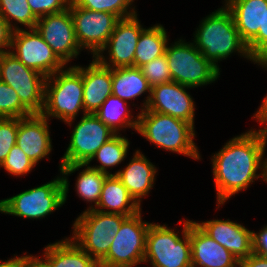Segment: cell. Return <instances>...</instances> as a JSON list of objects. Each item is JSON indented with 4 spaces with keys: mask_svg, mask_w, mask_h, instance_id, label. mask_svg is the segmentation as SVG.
<instances>
[{
    "mask_svg": "<svg viewBox=\"0 0 267 267\" xmlns=\"http://www.w3.org/2000/svg\"><path fill=\"white\" fill-rule=\"evenodd\" d=\"M267 133L253 128L226 142L212 156L217 207L261 178L267 182ZM258 170L261 173L258 174Z\"/></svg>",
    "mask_w": 267,
    "mask_h": 267,
    "instance_id": "obj_1",
    "label": "cell"
},
{
    "mask_svg": "<svg viewBox=\"0 0 267 267\" xmlns=\"http://www.w3.org/2000/svg\"><path fill=\"white\" fill-rule=\"evenodd\" d=\"M192 41L202 55L219 70L218 62L234 52L255 63L239 36L231 12L225 5L200 22Z\"/></svg>",
    "mask_w": 267,
    "mask_h": 267,
    "instance_id": "obj_2",
    "label": "cell"
},
{
    "mask_svg": "<svg viewBox=\"0 0 267 267\" xmlns=\"http://www.w3.org/2000/svg\"><path fill=\"white\" fill-rule=\"evenodd\" d=\"M194 128L182 119L145 109L138 114L136 131L157 148L199 160Z\"/></svg>",
    "mask_w": 267,
    "mask_h": 267,
    "instance_id": "obj_3",
    "label": "cell"
},
{
    "mask_svg": "<svg viewBox=\"0 0 267 267\" xmlns=\"http://www.w3.org/2000/svg\"><path fill=\"white\" fill-rule=\"evenodd\" d=\"M46 78L44 108L46 118H57L71 126L83 106V82L81 66H69Z\"/></svg>",
    "mask_w": 267,
    "mask_h": 267,
    "instance_id": "obj_4",
    "label": "cell"
},
{
    "mask_svg": "<svg viewBox=\"0 0 267 267\" xmlns=\"http://www.w3.org/2000/svg\"><path fill=\"white\" fill-rule=\"evenodd\" d=\"M182 237L166 224L151 223L146 236L144 263L152 267H192L190 220L183 223Z\"/></svg>",
    "mask_w": 267,
    "mask_h": 267,
    "instance_id": "obj_5",
    "label": "cell"
},
{
    "mask_svg": "<svg viewBox=\"0 0 267 267\" xmlns=\"http://www.w3.org/2000/svg\"><path fill=\"white\" fill-rule=\"evenodd\" d=\"M127 217L86 209L74 221L71 238L99 263L107 255L113 237Z\"/></svg>",
    "mask_w": 267,
    "mask_h": 267,
    "instance_id": "obj_6",
    "label": "cell"
},
{
    "mask_svg": "<svg viewBox=\"0 0 267 267\" xmlns=\"http://www.w3.org/2000/svg\"><path fill=\"white\" fill-rule=\"evenodd\" d=\"M168 45L165 56L172 81L193 89L211 84L220 77V70L202 55L193 42L179 39Z\"/></svg>",
    "mask_w": 267,
    "mask_h": 267,
    "instance_id": "obj_7",
    "label": "cell"
},
{
    "mask_svg": "<svg viewBox=\"0 0 267 267\" xmlns=\"http://www.w3.org/2000/svg\"><path fill=\"white\" fill-rule=\"evenodd\" d=\"M64 204V186L60 173L50 182L0 200V212L37 220L45 218Z\"/></svg>",
    "mask_w": 267,
    "mask_h": 267,
    "instance_id": "obj_8",
    "label": "cell"
},
{
    "mask_svg": "<svg viewBox=\"0 0 267 267\" xmlns=\"http://www.w3.org/2000/svg\"><path fill=\"white\" fill-rule=\"evenodd\" d=\"M151 223L142 221L141 211L128 216L113 237L100 267H136L144 263L146 236Z\"/></svg>",
    "mask_w": 267,
    "mask_h": 267,
    "instance_id": "obj_9",
    "label": "cell"
},
{
    "mask_svg": "<svg viewBox=\"0 0 267 267\" xmlns=\"http://www.w3.org/2000/svg\"><path fill=\"white\" fill-rule=\"evenodd\" d=\"M46 78L26 67L9 50L0 53V80L16 91L21 103L32 114H41L44 108Z\"/></svg>",
    "mask_w": 267,
    "mask_h": 267,
    "instance_id": "obj_10",
    "label": "cell"
},
{
    "mask_svg": "<svg viewBox=\"0 0 267 267\" xmlns=\"http://www.w3.org/2000/svg\"><path fill=\"white\" fill-rule=\"evenodd\" d=\"M115 133L94 113L82 115L74 126L60 164H87Z\"/></svg>",
    "mask_w": 267,
    "mask_h": 267,
    "instance_id": "obj_11",
    "label": "cell"
},
{
    "mask_svg": "<svg viewBox=\"0 0 267 267\" xmlns=\"http://www.w3.org/2000/svg\"><path fill=\"white\" fill-rule=\"evenodd\" d=\"M29 30L21 27L12 31L9 51L26 67L38 71L45 77L64 67L67 68L37 30Z\"/></svg>",
    "mask_w": 267,
    "mask_h": 267,
    "instance_id": "obj_12",
    "label": "cell"
},
{
    "mask_svg": "<svg viewBox=\"0 0 267 267\" xmlns=\"http://www.w3.org/2000/svg\"><path fill=\"white\" fill-rule=\"evenodd\" d=\"M74 30L80 48L86 49L95 58L104 48L120 18L109 12H97L69 5Z\"/></svg>",
    "mask_w": 267,
    "mask_h": 267,
    "instance_id": "obj_13",
    "label": "cell"
},
{
    "mask_svg": "<svg viewBox=\"0 0 267 267\" xmlns=\"http://www.w3.org/2000/svg\"><path fill=\"white\" fill-rule=\"evenodd\" d=\"M35 29L65 65L71 59L77 58L82 51L76 39L69 8L63 12L39 18Z\"/></svg>",
    "mask_w": 267,
    "mask_h": 267,
    "instance_id": "obj_14",
    "label": "cell"
},
{
    "mask_svg": "<svg viewBox=\"0 0 267 267\" xmlns=\"http://www.w3.org/2000/svg\"><path fill=\"white\" fill-rule=\"evenodd\" d=\"M134 15L120 19L102 51L95 57L102 65L114 68L134 67V54L138 38L145 29ZM108 50V52H107ZM104 51L108 56L103 55ZM107 59L109 61H107Z\"/></svg>",
    "mask_w": 267,
    "mask_h": 267,
    "instance_id": "obj_15",
    "label": "cell"
},
{
    "mask_svg": "<svg viewBox=\"0 0 267 267\" xmlns=\"http://www.w3.org/2000/svg\"><path fill=\"white\" fill-rule=\"evenodd\" d=\"M188 88L191 89L174 81L156 85L151 88L146 109L182 119L195 126V102L187 92Z\"/></svg>",
    "mask_w": 267,
    "mask_h": 267,
    "instance_id": "obj_16",
    "label": "cell"
},
{
    "mask_svg": "<svg viewBox=\"0 0 267 267\" xmlns=\"http://www.w3.org/2000/svg\"><path fill=\"white\" fill-rule=\"evenodd\" d=\"M48 120L42 114L18 118L16 146L36 165L52 151Z\"/></svg>",
    "mask_w": 267,
    "mask_h": 267,
    "instance_id": "obj_17",
    "label": "cell"
},
{
    "mask_svg": "<svg viewBox=\"0 0 267 267\" xmlns=\"http://www.w3.org/2000/svg\"><path fill=\"white\" fill-rule=\"evenodd\" d=\"M196 224L240 262L253 253V231L234 221L213 219Z\"/></svg>",
    "mask_w": 267,
    "mask_h": 267,
    "instance_id": "obj_18",
    "label": "cell"
},
{
    "mask_svg": "<svg viewBox=\"0 0 267 267\" xmlns=\"http://www.w3.org/2000/svg\"><path fill=\"white\" fill-rule=\"evenodd\" d=\"M192 267H236L240 262L221 244L190 220Z\"/></svg>",
    "mask_w": 267,
    "mask_h": 267,
    "instance_id": "obj_19",
    "label": "cell"
},
{
    "mask_svg": "<svg viewBox=\"0 0 267 267\" xmlns=\"http://www.w3.org/2000/svg\"><path fill=\"white\" fill-rule=\"evenodd\" d=\"M81 75L84 112L95 113L112 95V69L94 58L86 68L81 66Z\"/></svg>",
    "mask_w": 267,
    "mask_h": 267,
    "instance_id": "obj_20",
    "label": "cell"
},
{
    "mask_svg": "<svg viewBox=\"0 0 267 267\" xmlns=\"http://www.w3.org/2000/svg\"><path fill=\"white\" fill-rule=\"evenodd\" d=\"M132 157L123 170L119 169L113 175L120 179L130 195L141 206V199L153 189L157 168L140 152V149L136 150Z\"/></svg>",
    "mask_w": 267,
    "mask_h": 267,
    "instance_id": "obj_21",
    "label": "cell"
},
{
    "mask_svg": "<svg viewBox=\"0 0 267 267\" xmlns=\"http://www.w3.org/2000/svg\"><path fill=\"white\" fill-rule=\"evenodd\" d=\"M82 167L86 168L77 176L75 189L79 198H82L88 203H94V205L87 208L93 209L98 204L107 174L93 169L87 164H60L59 171L62 174V183L64 186V202L67 200L70 185L67 177L75 171H79Z\"/></svg>",
    "mask_w": 267,
    "mask_h": 267,
    "instance_id": "obj_22",
    "label": "cell"
},
{
    "mask_svg": "<svg viewBox=\"0 0 267 267\" xmlns=\"http://www.w3.org/2000/svg\"><path fill=\"white\" fill-rule=\"evenodd\" d=\"M231 12L241 40L247 45L263 28L267 0H224Z\"/></svg>",
    "mask_w": 267,
    "mask_h": 267,
    "instance_id": "obj_23",
    "label": "cell"
},
{
    "mask_svg": "<svg viewBox=\"0 0 267 267\" xmlns=\"http://www.w3.org/2000/svg\"><path fill=\"white\" fill-rule=\"evenodd\" d=\"M93 209L124 216H131L142 210L120 179L113 174L106 176L98 204Z\"/></svg>",
    "mask_w": 267,
    "mask_h": 267,
    "instance_id": "obj_24",
    "label": "cell"
},
{
    "mask_svg": "<svg viewBox=\"0 0 267 267\" xmlns=\"http://www.w3.org/2000/svg\"><path fill=\"white\" fill-rule=\"evenodd\" d=\"M148 93L141 111L145 110L151 96V87L140 68L123 67L112 69V94L129 101Z\"/></svg>",
    "mask_w": 267,
    "mask_h": 267,
    "instance_id": "obj_25",
    "label": "cell"
},
{
    "mask_svg": "<svg viewBox=\"0 0 267 267\" xmlns=\"http://www.w3.org/2000/svg\"><path fill=\"white\" fill-rule=\"evenodd\" d=\"M45 257L52 267H100L72 238L50 243L44 248Z\"/></svg>",
    "mask_w": 267,
    "mask_h": 267,
    "instance_id": "obj_26",
    "label": "cell"
},
{
    "mask_svg": "<svg viewBox=\"0 0 267 267\" xmlns=\"http://www.w3.org/2000/svg\"><path fill=\"white\" fill-rule=\"evenodd\" d=\"M168 35L161 24L145 28L137 41L134 54V67L140 68L153 59L165 54Z\"/></svg>",
    "mask_w": 267,
    "mask_h": 267,
    "instance_id": "obj_27",
    "label": "cell"
},
{
    "mask_svg": "<svg viewBox=\"0 0 267 267\" xmlns=\"http://www.w3.org/2000/svg\"><path fill=\"white\" fill-rule=\"evenodd\" d=\"M129 102L120 99L113 94L110 95L94 113L115 134H120L124 128H132L135 131L138 126V115L133 117L132 111L127 105ZM134 118V119H133Z\"/></svg>",
    "mask_w": 267,
    "mask_h": 267,
    "instance_id": "obj_28",
    "label": "cell"
},
{
    "mask_svg": "<svg viewBox=\"0 0 267 267\" xmlns=\"http://www.w3.org/2000/svg\"><path fill=\"white\" fill-rule=\"evenodd\" d=\"M122 134H115L110 140H108L91 158L87 163L90 164L91 161L96 159L100 165L89 166L107 175H112L108 168L116 167L121 164L122 161L127 157L128 148L130 142Z\"/></svg>",
    "mask_w": 267,
    "mask_h": 267,
    "instance_id": "obj_29",
    "label": "cell"
},
{
    "mask_svg": "<svg viewBox=\"0 0 267 267\" xmlns=\"http://www.w3.org/2000/svg\"><path fill=\"white\" fill-rule=\"evenodd\" d=\"M0 15L5 19L12 31L21 29L18 24L24 25L27 30L28 28L35 29L38 21L32 13L27 0H0ZM13 20L15 23L12 22Z\"/></svg>",
    "mask_w": 267,
    "mask_h": 267,
    "instance_id": "obj_30",
    "label": "cell"
},
{
    "mask_svg": "<svg viewBox=\"0 0 267 267\" xmlns=\"http://www.w3.org/2000/svg\"><path fill=\"white\" fill-rule=\"evenodd\" d=\"M72 2L88 10L112 13L120 19L137 14L135 6L132 7L134 0H72Z\"/></svg>",
    "mask_w": 267,
    "mask_h": 267,
    "instance_id": "obj_31",
    "label": "cell"
},
{
    "mask_svg": "<svg viewBox=\"0 0 267 267\" xmlns=\"http://www.w3.org/2000/svg\"><path fill=\"white\" fill-rule=\"evenodd\" d=\"M31 114L16 91L0 80V118H22Z\"/></svg>",
    "mask_w": 267,
    "mask_h": 267,
    "instance_id": "obj_32",
    "label": "cell"
},
{
    "mask_svg": "<svg viewBox=\"0 0 267 267\" xmlns=\"http://www.w3.org/2000/svg\"><path fill=\"white\" fill-rule=\"evenodd\" d=\"M140 69L151 88L172 81L165 54L146 63Z\"/></svg>",
    "mask_w": 267,
    "mask_h": 267,
    "instance_id": "obj_33",
    "label": "cell"
},
{
    "mask_svg": "<svg viewBox=\"0 0 267 267\" xmlns=\"http://www.w3.org/2000/svg\"><path fill=\"white\" fill-rule=\"evenodd\" d=\"M36 164L18 147L13 146L0 167L13 176H24L32 171Z\"/></svg>",
    "mask_w": 267,
    "mask_h": 267,
    "instance_id": "obj_34",
    "label": "cell"
},
{
    "mask_svg": "<svg viewBox=\"0 0 267 267\" xmlns=\"http://www.w3.org/2000/svg\"><path fill=\"white\" fill-rule=\"evenodd\" d=\"M18 118H0V165L16 145Z\"/></svg>",
    "mask_w": 267,
    "mask_h": 267,
    "instance_id": "obj_35",
    "label": "cell"
},
{
    "mask_svg": "<svg viewBox=\"0 0 267 267\" xmlns=\"http://www.w3.org/2000/svg\"><path fill=\"white\" fill-rule=\"evenodd\" d=\"M246 46L255 62L267 60V7H264L263 28H259L257 35Z\"/></svg>",
    "mask_w": 267,
    "mask_h": 267,
    "instance_id": "obj_36",
    "label": "cell"
},
{
    "mask_svg": "<svg viewBox=\"0 0 267 267\" xmlns=\"http://www.w3.org/2000/svg\"><path fill=\"white\" fill-rule=\"evenodd\" d=\"M72 0H27L34 16L39 19L45 15L63 12Z\"/></svg>",
    "mask_w": 267,
    "mask_h": 267,
    "instance_id": "obj_37",
    "label": "cell"
},
{
    "mask_svg": "<svg viewBox=\"0 0 267 267\" xmlns=\"http://www.w3.org/2000/svg\"><path fill=\"white\" fill-rule=\"evenodd\" d=\"M253 252L267 258V225L261 228L259 232L253 231Z\"/></svg>",
    "mask_w": 267,
    "mask_h": 267,
    "instance_id": "obj_38",
    "label": "cell"
},
{
    "mask_svg": "<svg viewBox=\"0 0 267 267\" xmlns=\"http://www.w3.org/2000/svg\"><path fill=\"white\" fill-rule=\"evenodd\" d=\"M254 64L260 65L262 68L267 69V60L257 61ZM258 111L254 113L253 119L257 122L259 121V124L265 125L264 127L258 129L260 131H263L267 133V95L263 98V101L261 105L259 106Z\"/></svg>",
    "mask_w": 267,
    "mask_h": 267,
    "instance_id": "obj_39",
    "label": "cell"
},
{
    "mask_svg": "<svg viewBox=\"0 0 267 267\" xmlns=\"http://www.w3.org/2000/svg\"><path fill=\"white\" fill-rule=\"evenodd\" d=\"M24 254L19 257V267H52L45 257Z\"/></svg>",
    "mask_w": 267,
    "mask_h": 267,
    "instance_id": "obj_40",
    "label": "cell"
},
{
    "mask_svg": "<svg viewBox=\"0 0 267 267\" xmlns=\"http://www.w3.org/2000/svg\"><path fill=\"white\" fill-rule=\"evenodd\" d=\"M11 34L12 30L9 28L5 19L0 15V53L9 50Z\"/></svg>",
    "mask_w": 267,
    "mask_h": 267,
    "instance_id": "obj_41",
    "label": "cell"
},
{
    "mask_svg": "<svg viewBox=\"0 0 267 267\" xmlns=\"http://www.w3.org/2000/svg\"><path fill=\"white\" fill-rule=\"evenodd\" d=\"M241 267H267V258L252 253L247 258L240 261Z\"/></svg>",
    "mask_w": 267,
    "mask_h": 267,
    "instance_id": "obj_42",
    "label": "cell"
},
{
    "mask_svg": "<svg viewBox=\"0 0 267 267\" xmlns=\"http://www.w3.org/2000/svg\"><path fill=\"white\" fill-rule=\"evenodd\" d=\"M0 267H19V257L14 254V257L7 261L0 260Z\"/></svg>",
    "mask_w": 267,
    "mask_h": 267,
    "instance_id": "obj_43",
    "label": "cell"
}]
</instances>
